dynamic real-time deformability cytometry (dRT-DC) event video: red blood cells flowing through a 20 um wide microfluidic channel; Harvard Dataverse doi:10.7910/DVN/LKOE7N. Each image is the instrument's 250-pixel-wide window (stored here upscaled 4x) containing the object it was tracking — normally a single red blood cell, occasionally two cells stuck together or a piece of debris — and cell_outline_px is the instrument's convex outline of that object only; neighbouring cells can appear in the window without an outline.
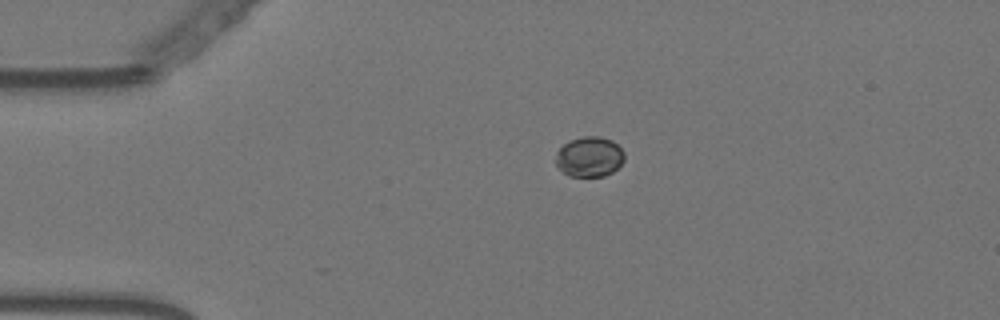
{"species": "Egyptian fruit bat (a non-hibernating species)", "species_latin": "Rousettus aegyptiacus", "temperature_condition": "warm", "stored_images_in_passage": 33, "camera_frame_rate_fps": 3000, "um_per_image_px": 0.085, "animal": {"sex": "female"}, "frame": {"image": 1, "passage_image": 1, "time_ms": 0.0, "image_size_px": [1000, 320], "cell_outline_px": [[624, 160], [612, 172], [604, 176], [568, 176], [556, 164], [556, 152], [564, 144], [572, 140], [584, 136], [600, 136], [612, 140], [624, 152]], "centroid_in_image_um": [50.1, 13.32], "position_along_channel_um": 34.9, "area_um2": 15.9}}
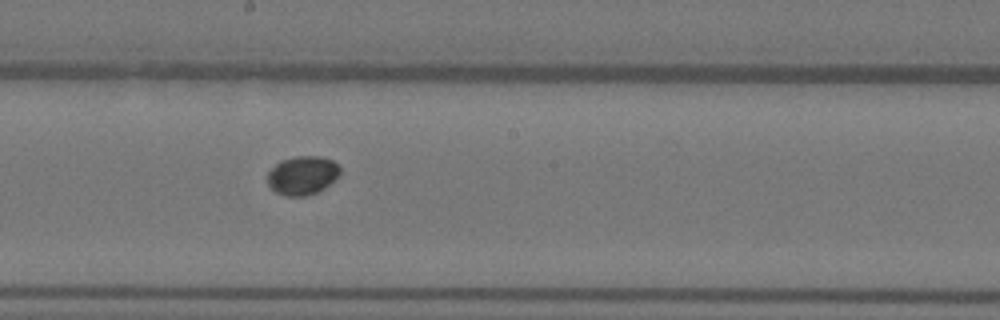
{"frame": {"image": 2, "passage_image": 20, "time_ms": 6.333, "image_size_px": [1000, 320], "cell_outline_px": [[340, 172], [324, 188], [316, 192], [304, 196], [284, 196], [276, 192], [268, 184], [268, 172], [280, 160], [296, 156], [320, 156], [332, 160], [340, 168]], "centroid_in_image_um": [25.68, 14.9], "position_along_channel_um": 222.5, "area_um2": 16.13}}
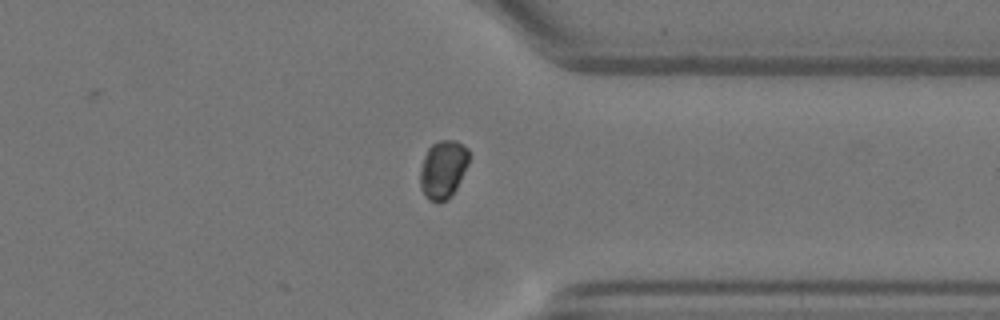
{"frame": {"image": 3, "passage_image": 33, "time_ms": 10.667, "image_size_px": [1000, 320], "cell_outline_px": [[468, 164], [452, 196], [448, 200], [428, 200], [424, 196], [420, 188], [420, 168], [424, 156], [428, 148], [432, 144], [440, 140], [456, 140], [468, 148]], "centroid_in_image_um": [37.64, 14.38], "position_along_channel_um": 373.8, "area_um2": 16.53}}